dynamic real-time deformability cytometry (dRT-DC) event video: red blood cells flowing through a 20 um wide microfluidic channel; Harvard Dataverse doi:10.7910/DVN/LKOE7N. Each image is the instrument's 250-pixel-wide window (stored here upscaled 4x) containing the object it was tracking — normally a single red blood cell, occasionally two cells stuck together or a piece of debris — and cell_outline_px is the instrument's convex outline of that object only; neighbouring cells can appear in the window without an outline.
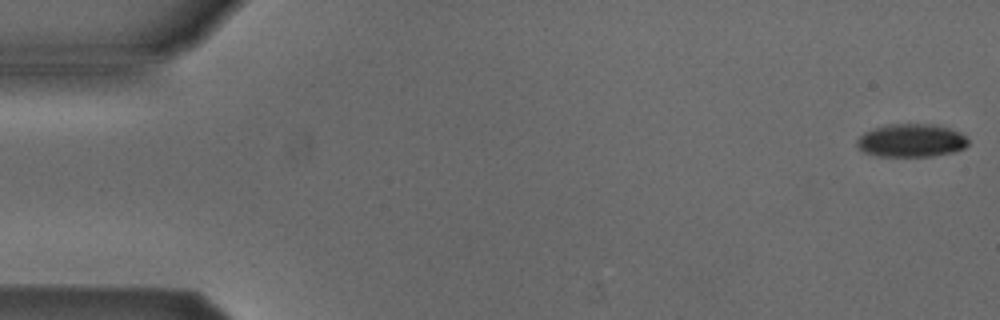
{"species": "Egyptian fruit bat (a non-hibernating species)", "species_latin": "Rousettus aegyptiacus", "temperature_condition": "cold", "stored_images_in_passage": 53, "camera_frame_rate_fps": 3000, "um_per_image_px": 0.085, "animal": {"sex": "male"}, "frame": {"image": 1, "passage_image": 1, "time_ms": 0.0, "image_size_px": [1000, 320], "cell_outline_px": [[968, 144], [964, 148], [952, 152], [932, 156], [880, 156], [864, 152], [856, 144], [856, 140], [864, 132], [888, 124], [932, 124], [948, 128], [960, 132], [968, 140]], "centroid_in_image_um": [77.45, 11.94], "position_along_channel_um": 7.5, "area_um2": 21.27}}
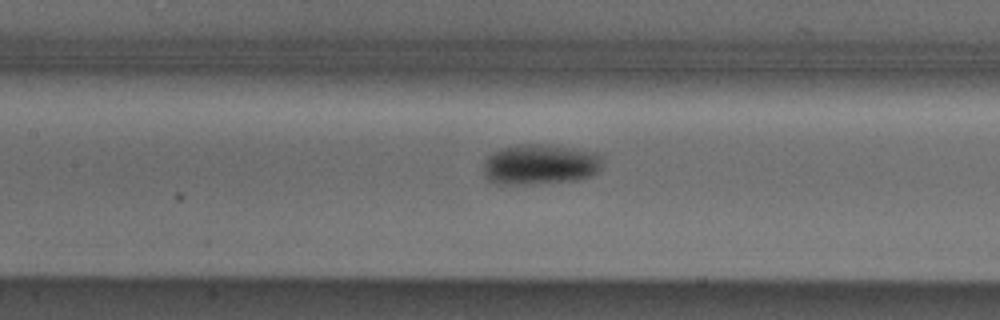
{"frame": {"image": 2, "passage_image": 24, "time_ms": 7.667, "image_size_px": [1000, 320], "cell_outline_px": [[600, 168], [592, 176], [576, 180], [528, 184], [492, 184], [484, 176], [484, 164], [488, 156], [492, 152], [500, 148], [520, 144], [544, 144], [596, 152], [600, 156]], "centroid_in_image_um": [45.85, 13.98], "position_along_channel_um": 161.5, "area_um2": 28.03}}
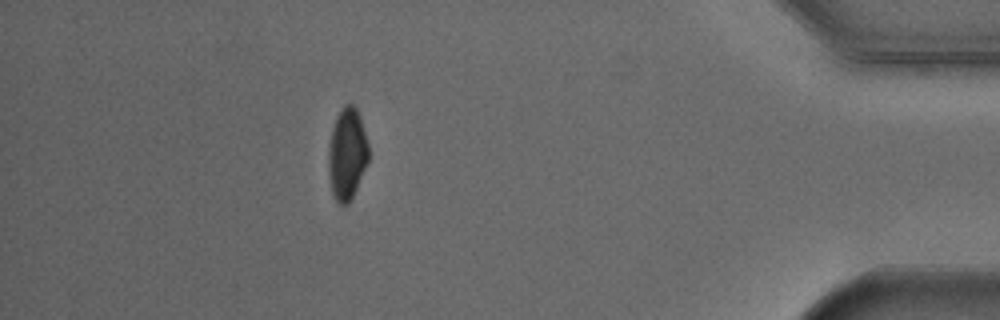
{"frame": {"image": 3, "passage_image": 47, "time_ms": 15.333, "image_size_px": [1000, 320], "cell_outline_px": [[368, 160], [356, 188], [348, 204], [336, 204], [332, 192], [328, 172], [328, 152], [332, 128], [336, 116], [344, 104], [352, 104], [356, 108], [360, 116], [368, 144]], "centroid_in_image_um": [29.48, 13.07], "position_along_channel_um": 405.7, "area_um2": 21.33}, "authors_computed_cell_mechanics": {"area_um2": 23.12, "velocity_mm_per_s": 3.8721, "shape_relaxation_time_tau1_ms": 2.3853, "shape_relaxation_time_tau2_ms": null, "deformation_change_tau1": 0.0916, "deformation_change_tau2": null}}